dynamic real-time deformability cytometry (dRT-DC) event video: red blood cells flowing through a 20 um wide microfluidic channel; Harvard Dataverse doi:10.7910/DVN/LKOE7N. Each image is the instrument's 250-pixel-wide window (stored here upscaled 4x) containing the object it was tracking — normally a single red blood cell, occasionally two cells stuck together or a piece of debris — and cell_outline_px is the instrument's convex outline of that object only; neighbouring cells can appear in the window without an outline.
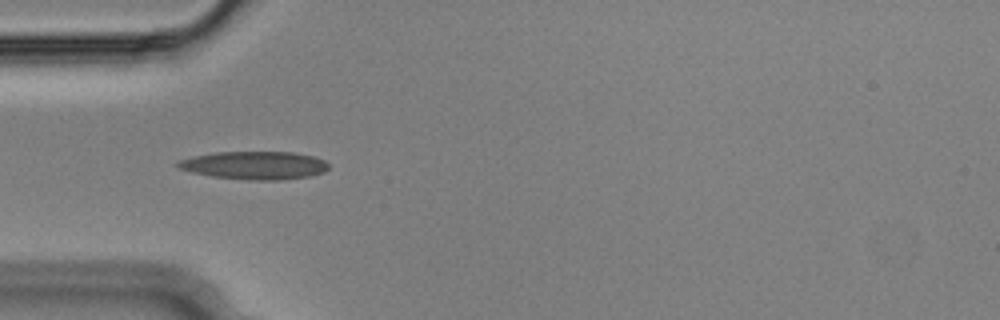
{"species": "Egyptian fruit bat (a non-hibernating species)", "species_latin": "Rousettus aegyptiacus", "temperature_condition": "cold", "stored_images_in_passage": 25, "camera_frame_rate_fps": 3000, "um_per_image_px": 0.085, "animal": {"sex": "male"}, "frame": {"image": 1, "passage_image": 4, "time_ms": 1.0, "image_size_px": [1000, 320], "cell_outline_px": [[328, 168], [324, 172], [312, 176], [280, 180], [248, 180], [212, 176], [192, 172], [176, 168], [176, 164], [180, 160], [192, 156], [216, 152], [292, 152], [312, 156], [324, 160], [328, 164]], "centroid_in_image_um": [21.63, 14.06], "position_along_channel_um": 63.4, "area_um2": 24.68}}
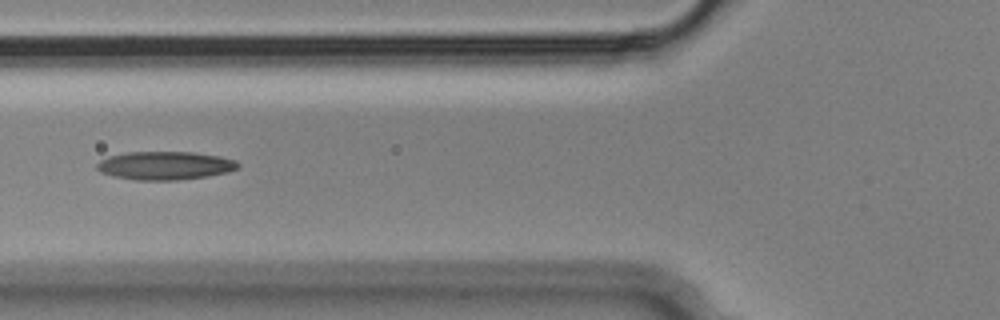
{"frame": {"image": 2, "passage_image": 8, "time_ms": 2.333, "image_size_px": [1000, 320], "cell_outline_px": [[240, 168], [228, 172], [208, 176], [176, 180], [136, 180], [116, 176], [100, 172], [96, 168], [96, 164], [100, 160], [108, 156], [124, 152], [192, 152], [220, 156], [236, 160], [240, 164]], "centroid_in_image_um": [14.05, 14.07], "position_along_channel_um": 111.8, "area_um2": 23.41}}